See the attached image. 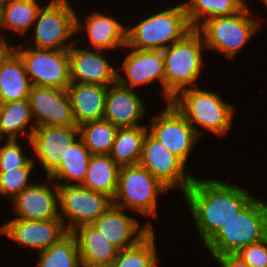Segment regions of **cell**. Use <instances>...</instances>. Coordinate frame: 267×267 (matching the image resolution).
I'll list each match as a JSON object with an SVG mask.
<instances>
[{
  "instance_id": "1",
  "label": "cell",
  "mask_w": 267,
  "mask_h": 267,
  "mask_svg": "<svg viewBox=\"0 0 267 267\" xmlns=\"http://www.w3.org/2000/svg\"><path fill=\"white\" fill-rule=\"evenodd\" d=\"M183 195L204 245L255 197L235 184L196 177Z\"/></svg>"
},
{
  "instance_id": "2",
  "label": "cell",
  "mask_w": 267,
  "mask_h": 267,
  "mask_svg": "<svg viewBox=\"0 0 267 267\" xmlns=\"http://www.w3.org/2000/svg\"><path fill=\"white\" fill-rule=\"evenodd\" d=\"M202 35L192 29L181 40L162 50L164 57V98L167 102L181 91L198 86L204 66Z\"/></svg>"
},
{
  "instance_id": "3",
  "label": "cell",
  "mask_w": 267,
  "mask_h": 267,
  "mask_svg": "<svg viewBox=\"0 0 267 267\" xmlns=\"http://www.w3.org/2000/svg\"><path fill=\"white\" fill-rule=\"evenodd\" d=\"M267 237V203L254 197L204 245L211 257L235 254Z\"/></svg>"
},
{
  "instance_id": "4",
  "label": "cell",
  "mask_w": 267,
  "mask_h": 267,
  "mask_svg": "<svg viewBox=\"0 0 267 267\" xmlns=\"http://www.w3.org/2000/svg\"><path fill=\"white\" fill-rule=\"evenodd\" d=\"M192 30L184 4L149 15L131 28L127 26L126 47L137 50H164Z\"/></svg>"
},
{
  "instance_id": "5",
  "label": "cell",
  "mask_w": 267,
  "mask_h": 267,
  "mask_svg": "<svg viewBox=\"0 0 267 267\" xmlns=\"http://www.w3.org/2000/svg\"><path fill=\"white\" fill-rule=\"evenodd\" d=\"M171 102L185 116L200 136L199 125L217 136H225L232 127L235 107L225 103L217 92L191 87L181 90Z\"/></svg>"
},
{
  "instance_id": "6",
  "label": "cell",
  "mask_w": 267,
  "mask_h": 267,
  "mask_svg": "<svg viewBox=\"0 0 267 267\" xmlns=\"http://www.w3.org/2000/svg\"><path fill=\"white\" fill-rule=\"evenodd\" d=\"M247 6L232 16L205 20L196 29L203 37L205 49L217 50L231 60L244 48L262 26Z\"/></svg>"
},
{
  "instance_id": "7",
  "label": "cell",
  "mask_w": 267,
  "mask_h": 267,
  "mask_svg": "<svg viewBox=\"0 0 267 267\" xmlns=\"http://www.w3.org/2000/svg\"><path fill=\"white\" fill-rule=\"evenodd\" d=\"M167 191L169 189L141 165L122 166L113 205L157 218V197Z\"/></svg>"
},
{
  "instance_id": "8",
  "label": "cell",
  "mask_w": 267,
  "mask_h": 267,
  "mask_svg": "<svg viewBox=\"0 0 267 267\" xmlns=\"http://www.w3.org/2000/svg\"><path fill=\"white\" fill-rule=\"evenodd\" d=\"M68 0H51L41 7L33 24V45L36 49L69 50L76 41V16ZM69 40L68 42H66Z\"/></svg>"
},
{
  "instance_id": "9",
  "label": "cell",
  "mask_w": 267,
  "mask_h": 267,
  "mask_svg": "<svg viewBox=\"0 0 267 267\" xmlns=\"http://www.w3.org/2000/svg\"><path fill=\"white\" fill-rule=\"evenodd\" d=\"M32 86H47L67 89L71 83L68 50H46L15 46ZM29 47V48H28Z\"/></svg>"
},
{
  "instance_id": "10",
  "label": "cell",
  "mask_w": 267,
  "mask_h": 267,
  "mask_svg": "<svg viewBox=\"0 0 267 267\" xmlns=\"http://www.w3.org/2000/svg\"><path fill=\"white\" fill-rule=\"evenodd\" d=\"M58 193L60 218L68 232L92 224L113 204L108 195L79 184L58 186Z\"/></svg>"
},
{
  "instance_id": "11",
  "label": "cell",
  "mask_w": 267,
  "mask_h": 267,
  "mask_svg": "<svg viewBox=\"0 0 267 267\" xmlns=\"http://www.w3.org/2000/svg\"><path fill=\"white\" fill-rule=\"evenodd\" d=\"M166 103L167 107L150 119L148 132L186 164L201 137L172 102Z\"/></svg>"
},
{
  "instance_id": "12",
  "label": "cell",
  "mask_w": 267,
  "mask_h": 267,
  "mask_svg": "<svg viewBox=\"0 0 267 267\" xmlns=\"http://www.w3.org/2000/svg\"><path fill=\"white\" fill-rule=\"evenodd\" d=\"M169 190L179 188L182 194L191 186L194 176L185 173L186 164L147 132L138 163Z\"/></svg>"
},
{
  "instance_id": "13",
  "label": "cell",
  "mask_w": 267,
  "mask_h": 267,
  "mask_svg": "<svg viewBox=\"0 0 267 267\" xmlns=\"http://www.w3.org/2000/svg\"><path fill=\"white\" fill-rule=\"evenodd\" d=\"M68 233L62 219L22 220L13 218L0 225V234L38 253L50 248Z\"/></svg>"
},
{
  "instance_id": "14",
  "label": "cell",
  "mask_w": 267,
  "mask_h": 267,
  "mask_svg": "<svg viewBox=\"0 0 267 267\" xmlns=\"http://www.w3.org/2000/svg\"><path fill=\"white\" fill-rule=\"evenodd\" d=\"M28 99L36 127L76 125L66 89L32 86Z\"/></svg>"
},
{
  "instance_id": "15",
  "label": "cell",
  "mask_w": 267,
  "mask_h": 267,
  "mask_svg": "<svg viewBox=\"0 0 267 267\" xmlns=\"http://www.w3.org/2000/svg\"><path fill=\"white\" fill-rule=\"evenodd\" d=\"M46 181L41 183L34 181L31 186L11 200L13 201L12 211L16 214L14 218L22 220L61 219L58 207V185L49 177Z\"/></svg>"
},
{
  "instance_id": "16",
  "label": "cell",
  "mask_w": 267,
  "mask_h": 267,
  "mask_svg": "<svg viewBox=\"0 0 267 267\" xmlns=\"http://www.w3.org/2000/svg\"><path fill=\"white\" fill-rule=\"evenodd\" d=\"M79 137V128L76 125L69 126H40L36 127L31 135V146L34 158H38L46 174L49 177L61 164V155L67 147Z\"/></svg>"
},
{
  "instance_id": "17",
  "label": "cell",
  "mask_w": 267,
  "mask_h": 267,
  "mask_svg": "<svg viewBox=\"0 0 267 267\" xmlns=\"http://www.w3.org/2000/svg\"><path fill=\"white\" fill-rule=\"evenodd\" d=\"M130 52L122 62L120 75L117 72V82L123 86L134 89L138 86L149 85L156 80L160 82L164 97V57L162 50H137L130 47Z\"/></svg>"
},
{
  "instance_id": "18",
  "label": "cell",
  "mask_w": 267,
  "mask_h": 267,
  "mask_svg": "<svg viewBox=\"0 0 267 267\" xmlns=\"http://www.w3.org/2000/svg\"><path fill=\"white\" fill-rule=\"evenodd\" d=\"M126 211V209L112 204L92 223L119 250L136 245L153 229L150 221L140 226V222L127 215Z\"/></svg>"
},
{
  "instance_id": "19",
  "label": "cell",
  "mask_w": 267,
  "mask_h": 267,
  "mask_svg": "<svg viewBox=\"0 0 267 267\" xmlns=\"http://www.w3.org/2000/svg\"><path fill=\"white\" fill-rule=\"evenodd\" d=\"M76 42L70 47V79L71 82L98 84L110 86L117 81V70L104 56L105 50L94 51L76 47Z\"/></svg>"
},
{
  "instance_id": "20",
  "label": "cell",
  "mask_w": 267,
  "mask_h": 267,
  "mask_svg": "<svg viewBox=\"0 0 267 267\" xmlns=\"http://www.w3.org/2000/svg\"><path fill=\"white\" fill-rule=\"evenodd\" d=\"M136 93L117 81L108 86L103 119L118 128L141 126L146 107Z\"/></svg>"
},
{
  "instance_id": "21",
  "label": "cell",
  "mask_w": 267,
  "mask_h": 267,
  "mask_svg": "<svg viewBox=\"0 0 267 267\" xmlns=\"http://www.w3.org/2000/svg\"><path fill=\"white\" fill-rule=\"evenodd\" d=\"M84 21L85 23H82L76 16V34L83 30L86 31L90 46L93 49L109 52L110 50L114 51V49L126 47L127 26L122 25L114 17L93 11L85 17Z\"/></svg>"
},
{
  "instance_id": "22",
  "label": "cell",
  "mask_w": 267,
  "mask_h": 267,
  "mask_svg": "<svg viewBox=\"0 0 267 267\" xmlns=\"http://www.w3.org/2000/svg\"><path fill=\"white\" fill-rule=\"evenodd\" d=\"M108 86L71 82L67 87L76 126L104 118Z\"/></svg>"
},
{
  "instance_id": "23",
  "label": "cell",
  "mask_w": 267,
  "mask_h": 267,
  "mask_svg": "<svg viewBox=\"0 0 267 267\" xmlns=\"http://www.w3.org/2000/svg\"><path fill=\"white\" fill-rule=\"evenodd\" d=\"M77 241L81 265L109 267L119 253L93 224H85L71 232Z\"/></svg>"
},
{
  "instance_id": "24",
  "label": "cell",
  "mask_w": 267,
  "mask_h": 267,
  "mask_svg": "<svg viewBox=\"0 0 267 267\" xmlns=\"http://www.w3.org/2000/svg\"><path fill=\"white\" fill-rule=\"evenodd\" d=\"M91 156L82 139L78 137L61 155L60 166L49 178L58 186L74 185L76 182L81 185L85 179Z\"/></svg>"
},
{
  "instance_id": "25",
  "label": "cell",
  "mask_w": 267,
  "mask_h": 267,
  "mask_svg": "<svg viewBox=\"0 0 267 267\" xmlns=\"http://www.w3.org/2000/svg\"><path fill=\"white\" fill-rule=\"evenodd\" d=\"M31 88L23 61L14 52L0 67V104L28 98Z\"/></svg>"
},
{
  "instance_id": "26",
  "label": "cell",
  "mask_w": 267,
  "mask_h": 267,
  "mask_svg": "<svg viewBox=\"0 0 267 267\" xmlns=\"http://www.w3.org/2000/svg\"><path fill=\"white\" fill-rule=\"evenodd\" d=\"M120 166L110 155H92L83 183L85 188L114 198Z\"/></svg>"
},
{
  "instance_id": "27",
  "label": "cell",
  "mask_w": 267,
  "mask_h": 267,
  "mask_svg": "<svg viewBox=\"0 0 267 267\" xmlns=\"http://www.w3.org/2000/svg\"><path fill=\"white\" fill-rule=\"evenodd\" d=\"M0 116L4 137L6 135L7 139H20L19 137L23 136L31 142L30 138L36 125L32 123L33 117L28 98L0 104ZM29 125L31 130L28 132Z\"/></svg>"
},
{
  "instance_id": "28",
  "label": "cell",
  "mask_w": 267,
  "mask_h": 267,
  "mask_svg": "<svg viewBox=\"0 0 267 267\" xmlns=\"http://www.w3.org/2000/svg\"><path fill=\"white\" fill-rule=\"evenodd\" d=\"M246 0H189L183 2L189 25L197 29L205 20L232 16L247 4Z\"/></svg>"
},
{
  "instance_id": "29",
  "label": "cell",
  "mask_w": 267,
  "mask_h": 267,
  "mask_svg": "<svg viewBox=\"0 0 267 267\" xmlns=\"http://www.w3.org/2000/svg\"><path fill=\"white\" fill-rule=\"evenodd\" d=\"M147 132L148 125L118 128L109 155L120 167L138 164Z\"/></svg>"
},
{
  "instance_id": "30",
  "label": "cell",
  "mask_w": 267,
  "mask_h": 267,
  "mask_svg": "<svg viewBox=\"0 0 267 267\" xmlns=\"http://www.w3.org/2000/svg\"><path fill=\"white\" fill-rule=\"evenodd\" d=\"M41 7L36 0H10L1 8L0 35L4 28L17 31L18 35L26 34L33 27Z\"/></svg>"
},
{
  "instance_id": "31",
  "label": "cell",
  "mask_w": 267,
  "mask_h": 267,
  "mask_svg": "<svg viewBox=\"0 0 267 267\" xmlns=\"http://www.w3.org/2000/svg\"><path fill=\"white\" fill-rule=\"evenodd\" d=\"M79 128V137L92 155H109L112 151L118 127L101 119L84 123Z\"/></svg>"
},
{
  "instance_id": "32",
  "label": "cell",
  "mask_w": 267,
  "mask_h": 267,
  "mask_svg": "<svg viewBox=\"0 0 267 267\" xmlns=\"http://www.w3.org/2000/svg\"><path fill=\"white\" fill-rule=\"evenodd\" d=\"M154 228L136 245L119 250L109 267H158Z\"/></svg>"
},
{
  "instance_id": "33",
  "label": "cell",
  "mask_w": 267,
  "mask_h": 267,
  "mask_svg": "<svg viewBox=\"0 0 267 267\" xmlns=\"http://www.w3.org/2000/svg\"><path fill=\"white\" fill-rule=\"evenodd\" d=\"M38 267H80L81 259L75 236L68 232L47 250L38 253Z\"/></svg>"
},
{
  "instance_id": "34",
  "label": "cell",
  "mask_w": 267,
  "mask_h": 267,
  "mask_svg": "<svg viewBox=\"0 0 267 267\" xmlns=\"http://www.w3.org/2000/svg\"><path fill=\"white\" fill-rule=\"evenodd\" d=\"M33 169L34 167H21L14 170H0V196L12 200L31 186L34 183L30 180Z\"/></svg>"
},
{
  "instance_id": "35",
  "label": "cell",
  "mask_w": 267,
  "mask_h": 267,
  "mask_svg": "<svg viewBox=\"0 0 267 267\" xmlns=\"http://www.w3.org/2000/svg\"><path fill=\"white\" fill-rule=\"evenodd\" d=\"M19 139H6L0 146V170H14L21 167L36 166L32 157L26 156Z\"/></svg>"
},
{
  "instance_id": "36",
  "label": "cell",
  "mask_w": 267,
  "mask_h": 267,
  "mask_svg": "<svg viewBox=\"0 0 267 267\" xmlns=\"http://www.w3.org/2000/svg\"><path fill=\"white\" fill-rule=\"evenodd\" d=\"M235 254L251 267H267V237L241 248Z\"/></svg>"
},
{
  "instance_id": "37",
  "label": "cell",
  "mask_w": 267,
  "mask_h": 267,
  "mask_svg": "<svg viewBox=\"0 0 267 267\" xmlns=\"http://www.w3.org/2000/svg\"><path fill=\"white\" fill-rule=\"evenodd\" d=\"M220 267H251L237 254H222L214 257Z\"/></svg>"
},
{
  "instance_id": "38",
  "label": "cell",
  "mask_w": 267,
  "mask_h": 267,
  "mask_svg": "<svg viewBox=\"0 0 267 267\" xmlns=\"http://www.w3.org/2000/svg\"><path fill=\"white\" fill-rule=\"evenodd\" d=\"M6 39L3 34L0 35V67L12 56L16 48L14 45L10 46Z\"/></svg>"
},
{
  "instance_id": "39",
  "label": "cell",
  "mask_w": 267,
  "mask_h": 267,
  "mask_svg": "<svg viewBox=\"0 0 267 267\" xmlns=\"http://www.w3.org/2000/svg\"><path fill=\"white\" fill-rule=\"evenodd\" d=\"M3 139H7L6 137H4L3 135H2V130H1V116H0V141H3L4 142V140ZM1 143V142H0Z\"/></svg>"
},
{
  "instance_id": "40",
  "label": "cell",
  "mask_w": 267,
  "mask_h": 267,
  "mask_svg": "<svg viewBox=\"0 0 267 267\" xmlns=\"http://www.w3.org/2000/svg\"><path fill=\"white\" fill-rule=\"evenodd\" d=\"M10 0H0V9L5 6Z\"/></svg>"
},
{
  "instance_id": "41",
  "label": "cell",
  "mask_w": 267,
  "mask_h": 267,
  "mask_svg": "<svg viewBox=\"0 0 267 267\" xmlns=\"http://www.w3.org/2000/svg\"><path fill=\"white\" fill-rule=\"evenodd\" d=\"M262 1L264 2L263 4H265L267 7V0H262Z\"/></svg>"
}]
</instances>
